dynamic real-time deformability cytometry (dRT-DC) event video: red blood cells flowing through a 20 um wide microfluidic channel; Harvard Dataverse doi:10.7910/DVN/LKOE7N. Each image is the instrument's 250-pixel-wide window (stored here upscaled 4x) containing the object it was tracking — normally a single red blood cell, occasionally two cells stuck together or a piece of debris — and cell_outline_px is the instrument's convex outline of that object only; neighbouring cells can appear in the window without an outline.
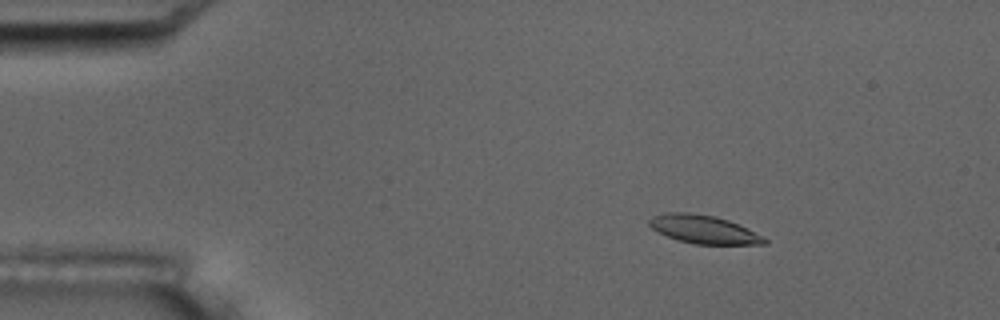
{"species": "common noctule bat (a hibernating species)", "species_latin": "Nyctalus noctula", "temperature_condition": "room temperature", "stored_images_in_passage": 4, "camera_frame_rate_fps": 3000, "um_per_image_px": 0.085, "animal": {"sex": "male", "body_mass_g": 17.5, "forearm_length_mm": 52.3}, "frame": {"image": 1, "passage_image": 1, "time_ms": 0.0, "image_size_px": [1000, 320], "cell_outline_px": [[768, 240], [764, 244], [692, 244], [676, 240], [652, 228], [648, 224], [648, 220], [652, 216], [668, 212], [688, 212], [716, 216], [728, 220], [764, 236]], "centroid_in_image_um": [59.79, 19.49], "position_along_channel_um": 25.2, "area_um2": 18.96}}